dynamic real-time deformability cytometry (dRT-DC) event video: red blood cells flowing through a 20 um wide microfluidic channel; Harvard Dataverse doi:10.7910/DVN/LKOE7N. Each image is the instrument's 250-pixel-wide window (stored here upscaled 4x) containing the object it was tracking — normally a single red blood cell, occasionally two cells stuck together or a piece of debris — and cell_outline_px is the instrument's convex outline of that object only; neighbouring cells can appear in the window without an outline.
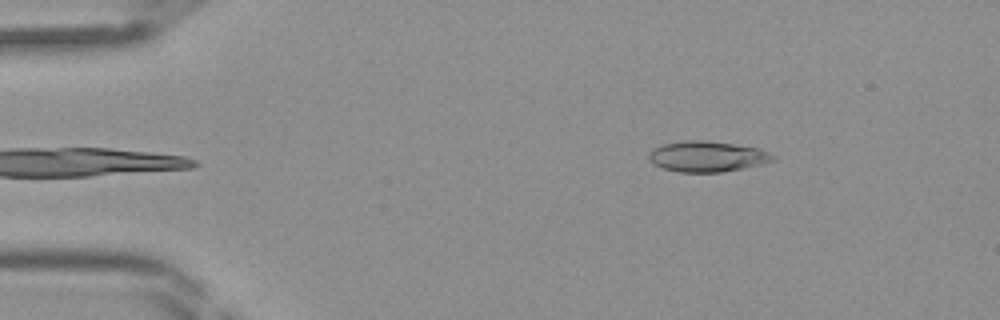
{"species": "Egyptian fruit bat (a non-hibernating species)", "species_latin": "Rousettus aegyptiacus", "temperature_condition": "room temperature", "stored_images_in_passage": 38, "camera_frame_rate_fps": 3000, "um_per_image_px": 0.085, "frame": {"image": 1, "passage_image": 1, "time_ms": 0.0, "image_size_px": [1000, 320], "cell_outline_px": [[776, 160], [764, 164], [744, 168], [720, 172], [680, 172], [664, 168], [652, 164], [648, 160], [648, 152], [652, 148], [664, 144], [688, 140], [704, 140], [732, 144], [756, 148], [768, 152], [776, 156]], "centroid_in_image_um": [60.09, 13.31], "position_along_channel_um": 24.9, "area_um2": 22.2}}
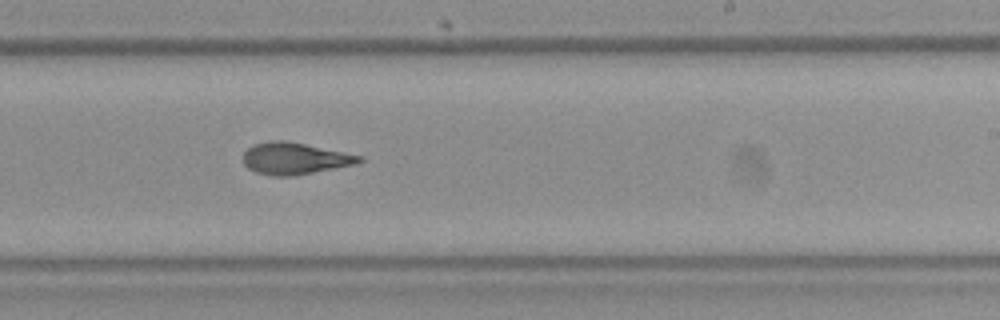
{"frame": {"image": 2, "passage_image": 21, "time_ms": 6.667, "image_size_px": [1000, 320], "cell_outline_px": [[364, 160], [356, 164], [292, 176], [272, 176], [256, 172], [248, 168], [244, 164], [244, 152], [252, 144], [268, 140], [284, 140], [364, 156]], "centroid_in_image_um": [25.04, 13.46], "position_along_channel_um": 264.0, "area_um2": 21.44}}
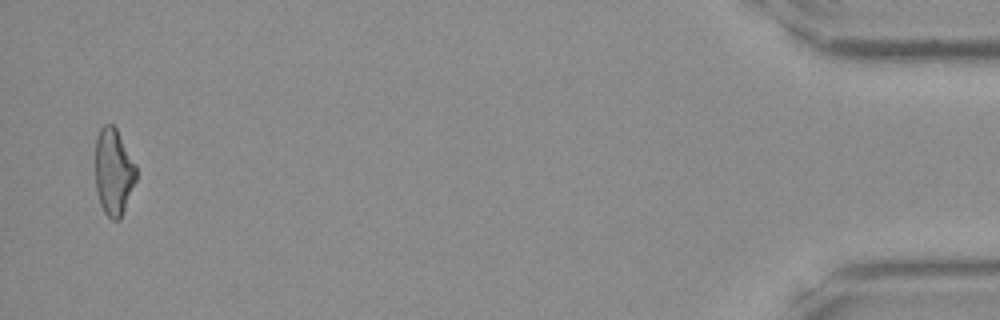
{"frame": {"image": 3, "passage_image": 37, "time_ms": 12.0, "image_size_px": [1000, 320], "cell_outline_px": [[136, 180], [120, 220], [112, 220], [104, 212], [100, 204], [96, 192], [96, 140], [100, 128], [104, 124], [112, 124], [116, 128], [136, 164]], "centroid_in_image_um": [9.66, 14.62], "position_along_channel_um": 425.5, "area_um2": 20.63}}